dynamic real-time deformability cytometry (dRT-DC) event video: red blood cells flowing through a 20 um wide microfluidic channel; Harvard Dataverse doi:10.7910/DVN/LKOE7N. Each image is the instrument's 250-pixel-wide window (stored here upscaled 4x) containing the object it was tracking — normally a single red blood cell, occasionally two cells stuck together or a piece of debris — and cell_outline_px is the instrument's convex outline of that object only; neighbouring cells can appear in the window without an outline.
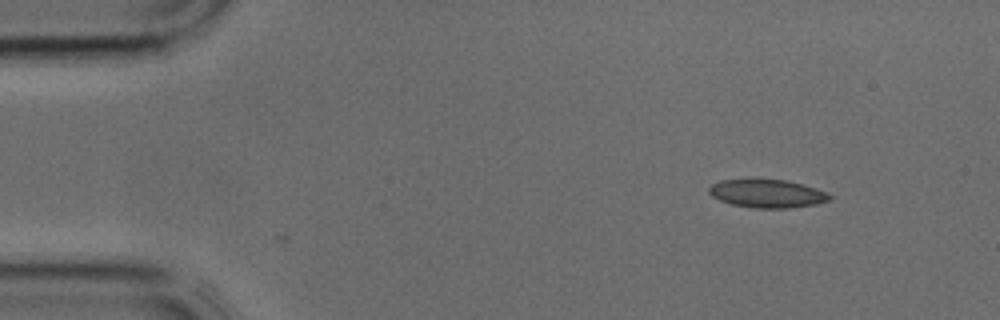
{"species": "common noctule bat (a hibernating species)", "species_latin": "Nyctalus noctula", "temperature_condition": "cold", "stored_images_in_passage": 2, "camera_frame_rate_fps": 3000, "um_per_image_px": 0.085, "animal": {"sex": "male", "body_mass_g": 17.9, "forearm_length_mm": 54.2}, "frame": {"image": 1, "passage_image": 2, "time_ms": 0.333, "image_size_px": [1000, 320], "cell_outline_px": [[832, 200], [816, 204], [788, 208], [756, 208], [732, 204], [720, 200], [712, 196], [708, 192], [708, 188], [712, 184], [720, 180], [788, 180], [816, 188], [828, 192], [832, 196]], "centroid_in_image_um": [65.25, 16.46], "position_along_channel_um": 19.7, "area_um2": 19.77}}